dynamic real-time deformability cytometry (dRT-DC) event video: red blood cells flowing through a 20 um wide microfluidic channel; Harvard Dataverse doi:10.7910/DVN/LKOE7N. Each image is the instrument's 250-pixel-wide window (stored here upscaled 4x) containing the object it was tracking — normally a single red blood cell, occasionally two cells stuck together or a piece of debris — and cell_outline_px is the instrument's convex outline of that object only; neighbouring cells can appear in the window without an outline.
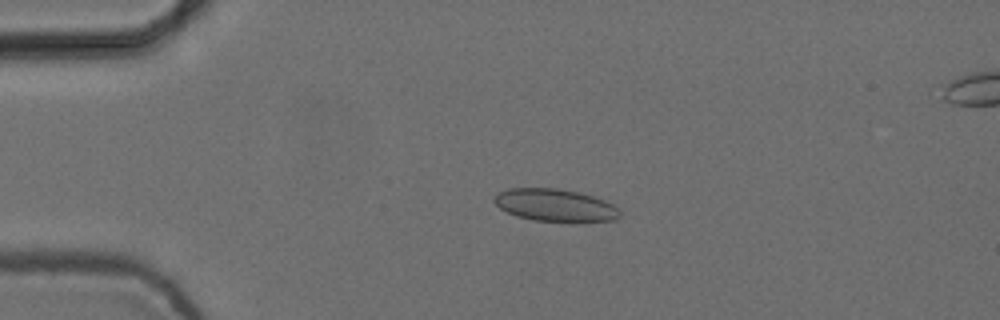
{"species": "common noctule bat (a hibernating species)", "species_latin": "Nyctalus noctula", "temperature_condition": "cold", "stored_images_in_passage": 5, "camera_frame_rate_fps": 3000, "um_per_image_px": 0.085, "animal": {"sex": "female", "body_mass_g": 24.6, "forearm_length_mm": 56.2}, "frame": {"image": 1, "passage_image": 3, "time_ms": 0.667, "image_size_px": [1000, 320], "cell_outline_px": [[620, 216], [616, 220], [532, 220], [516, 216], [500, 208], [492, 200], [500, 192], [508, 188], [556, 188], [576, 192], [592, 196], [616, 204], [620, 208]], "centroid_in_image_um": [47.19, 17.42], "position_along_channel_um": 37.8, "area_um2": 23.29}}